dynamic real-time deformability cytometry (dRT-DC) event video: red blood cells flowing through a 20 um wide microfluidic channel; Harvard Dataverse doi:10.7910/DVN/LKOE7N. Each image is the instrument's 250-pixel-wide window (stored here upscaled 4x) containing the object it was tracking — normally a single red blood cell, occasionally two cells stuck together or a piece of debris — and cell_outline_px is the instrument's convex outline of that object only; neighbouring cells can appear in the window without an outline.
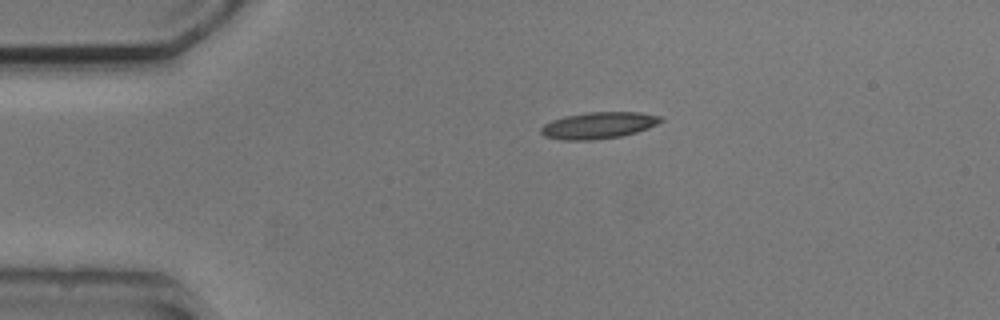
{"species": "common noctule bat (a hibernating species)", "species_latin": "Nyctalus noctula", "temperature_condition": "cold", "stored_images_in_passage": 2, "camera_frame_rate_fps": 3000, "um_per_image_px": 0.085, "animal": {"sex": "male", "body_mass_g": 20.5, "forearm_length_mm": 52.5}, "frame": {"image": 1, "passage_image": 1, "time_ms": 0.0, "image_size_px": [1000, 320], "cell_outline_px": [[664, 120], [648, 128], [636, 132], [620, 136], [592, 140], [560, 140], [544, 136], [540, 132], [540, 128], [544, 124], [552, 120], [564, 116], [588, 112], [640, 112], [660, 116]], "centroid_in_image_um": [50.84, 10.65], "position_along_channel_um": 34.2, "area_um2": 18.55}}